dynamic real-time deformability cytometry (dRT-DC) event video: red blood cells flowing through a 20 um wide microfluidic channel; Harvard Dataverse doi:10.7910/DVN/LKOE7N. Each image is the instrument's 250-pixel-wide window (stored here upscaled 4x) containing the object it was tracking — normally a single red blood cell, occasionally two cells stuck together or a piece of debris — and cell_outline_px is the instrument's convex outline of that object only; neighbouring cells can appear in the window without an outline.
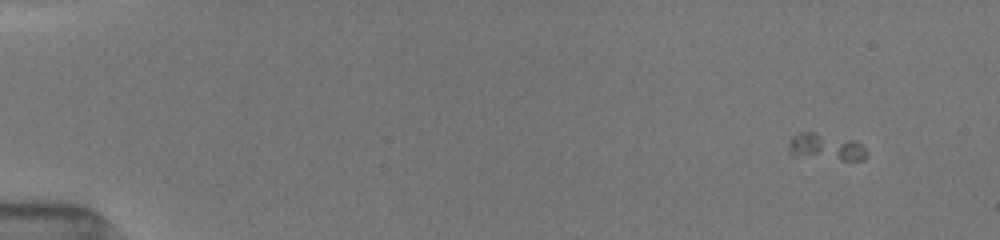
{"species": "common noctule bat (a hibernating species)", "species_latin": "Nyctalus noctula", "temperature_condition": "room temperature", "stored_images_in_passage": 6, "camera_frame_rate_fps": 3000, "um_per_image_px": 0.085, "animal": {"sex": "female", "body_mass_g": 19.5, "forearm_length_mm": 54.1}, "frame": {"image": 1, "passage_image": 5, "time_ms": 1.333, "image_size_px": [1000, 240], "cell_outline_px": [[864, 156], [860, 160], [844, 160], [792, 156], [788, 152], [788, 144], [792, 136], [800, 132], [816, 132], [852, 140], [860, 144], [864, 148]], "centroid_in_image_um": [70.08, 12.49], "position_along_channel_um": 14.9, "area_um2": 12.02}}